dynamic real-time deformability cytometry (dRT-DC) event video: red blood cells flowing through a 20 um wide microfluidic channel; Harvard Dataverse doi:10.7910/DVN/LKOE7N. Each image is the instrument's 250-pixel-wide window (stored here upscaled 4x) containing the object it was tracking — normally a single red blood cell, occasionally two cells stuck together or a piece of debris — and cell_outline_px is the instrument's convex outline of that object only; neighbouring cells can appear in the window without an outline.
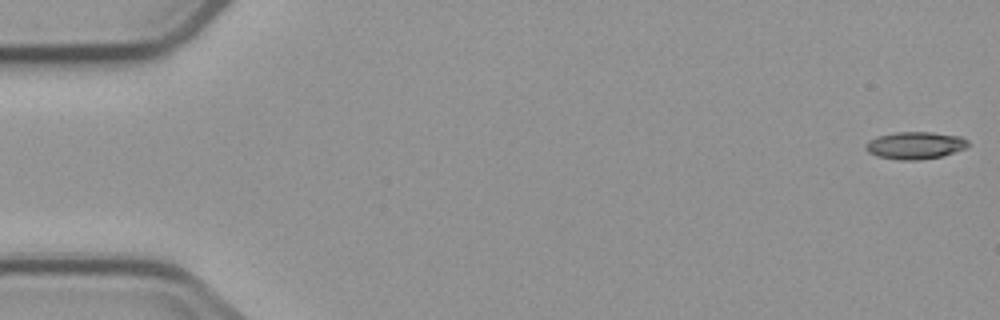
{"species": "common noctule bat (a hibernating species)", "species_latin": "Nyctalus noctula", "temperature_condition": "cold", "stored_images_in_passage": 8, "camera_frame_rate_fps": 3000, "um_per_image_px": 0.085, "animal": {"sex": "male", "body_mass_g": 23.1, "forearm_length_mm": 52.7}, "frame": {"image": 1, "passage_image": 1, "time_ms": 0.0, "image_size_px": [1000, 320], "cell_outline_px": [[968, 144], [964, 148], [940, 156], [916, 160], [900, 160], [876, 156], [868, 152], [864, 148], [864, 144], [868, 140], [876, 136], [896, 132], [932, 132], [960, 136], [968, 140]], "centroid_in_image_um": [77.71, 12.34], "position_along_channel_um": 7.3, "area_um2": 16.24}}
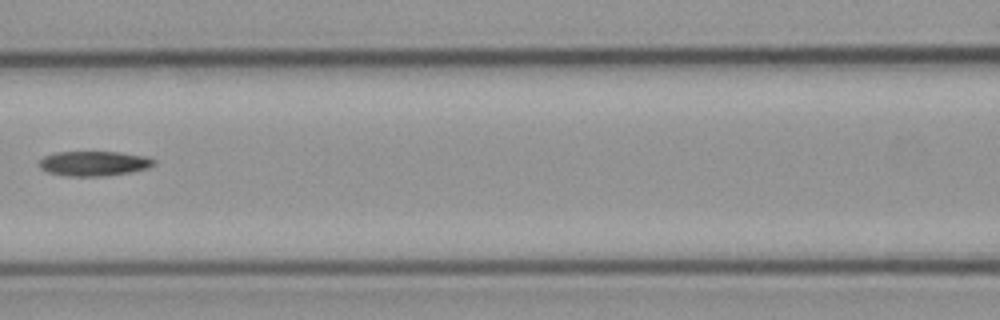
{"frame": {"image": 2, "passage_image": 7, "time_ms": 8.0, "image_size_px": [1000, 320], "cell_outline_px": [[156, 164], [148, 168], [132, 172], [104, 176], [68, 176], [48, 172], [40, 168], [40, 160], [44, 156], [56, 152], [116, 152], [144, 156], [156, 160]], "centroid_in_image_um": [8.0, 13.9], "position_along_channel_um": 158.6, "area_um2": 16.53}}
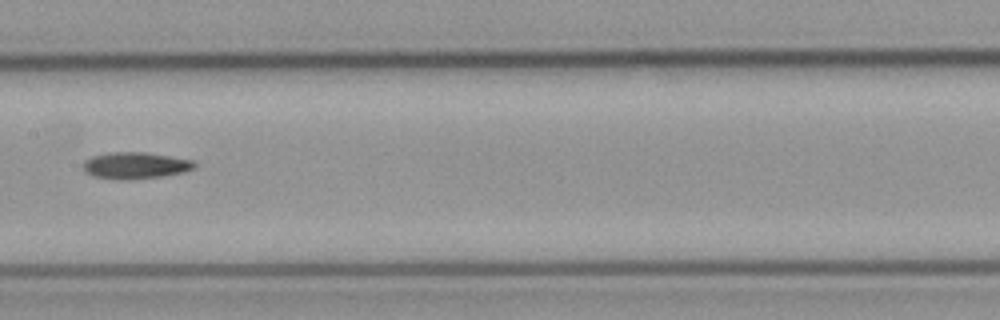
{"frame": {"image": 3, "passage_image": 8, "time_ms": 9.0, "image_size_px": [1000, 320], "cell_outline_px": [[196, 164], [192, 168], [184, 172], [160, 176], [96, 176], [84, 172], [84, 160], [92, 156], [108, 152], [144, 152], [192, 160]], "centroid_in_image_um": [11.51, 13.99], "position_along_channel_um": 195.9, "area_um2": 16.01}}